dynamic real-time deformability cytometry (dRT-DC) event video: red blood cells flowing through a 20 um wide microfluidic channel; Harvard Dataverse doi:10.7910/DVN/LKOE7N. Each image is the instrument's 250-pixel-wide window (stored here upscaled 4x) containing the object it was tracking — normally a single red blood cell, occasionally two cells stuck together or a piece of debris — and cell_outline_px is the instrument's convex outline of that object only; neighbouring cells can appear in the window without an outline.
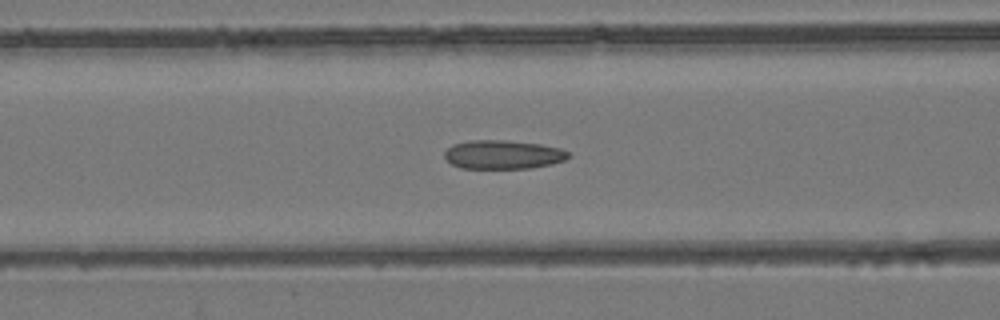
{"species": "common noctule bat (a hibernating species)", "species_latin": "Nyctalus noctula", "temperature_condition": "room temperature", "stored_images_in_passage": 54, "camera_frame_rate_fps": 3000, "um_per_image_px": 0.085, "animal": {"sex": "female", "body_mass_g": 24.6, "forearm_length_mm": 56.2}, "frame": {"image": 1, "passage_image": 23, "time_ms": 7.333, "image_size_px": [1000, 320], "cell_outline_px": [[572, 156], [564, 160], [552, 164], [532, 168], [460, 168], [452, 164], [444, 156], [444, 152], [452, 144], [468, 140], [504, 140], [540, 144], [560, 148], [568, 152]], "centroid_in_image_um": [42.76, 13.13], "position_along_channel_um": 123.8, "area_um2": 20.87}}
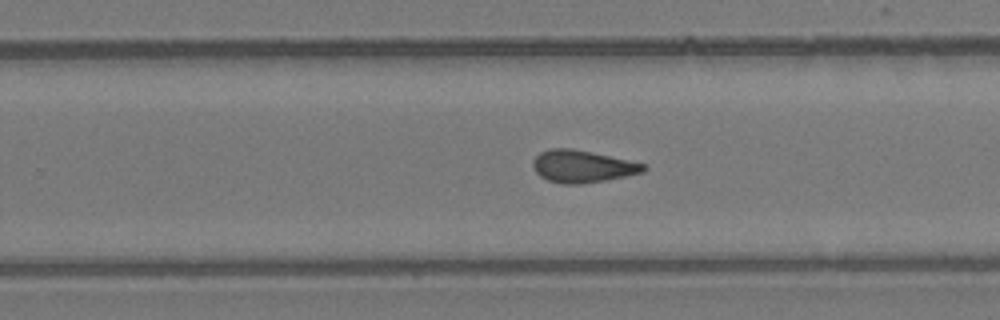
{"frame": {"image": 2, "passage_image": 35, "time_ms": 11.333, "image_size_px": [1000, 320], "cell_outline_px": [[648, 168], [644, 172], [604, 180], [580, 184], [564, 184], [548, 180], [540, 176], [532, 168], [532, 160], [540, 152], [548, 148], [572, 148], [592, 152], [644, 164]], "centroid_in_image_um": [49.45, 14.13], "position_along_channel_um": 280.4, "area_um2": 20.69}}
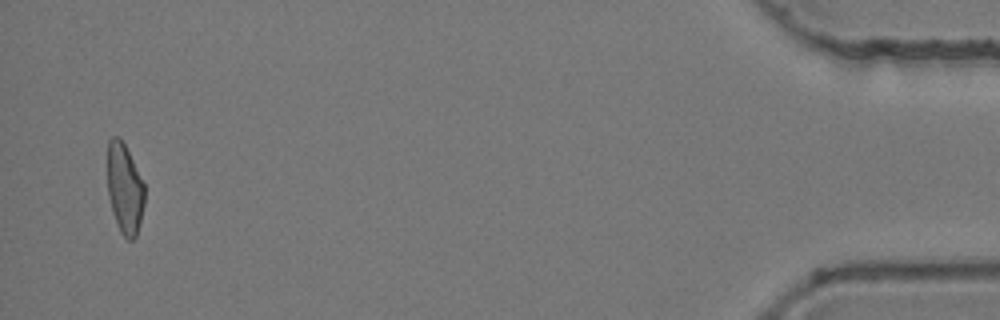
{"frame": {"image": 3, "passage_image": 53, "time_ms": 17.333, "image_size_px": [1000, 320], "cell_outline_px": [[144, 204], [136, 236], [132, 240], [128, 240], [120, 232], [112, 212], [108, 196], [108, 140], [112, 136], [120, 136], [144, 184]], "centroid_in_image_um": [10.58, 16.04], "position_along_channel_um": 424.6, "area_um2": 19.31}, "authors_computed_cell_mechanics": {"area_um2": 20.9525, "velocity_mm_per_s": 3.9122, "shape_relaxation_time_tau1_ms": null, "shape_relaxation_time_tau2_ms": 2.6068, "deformation_change_tau1": null, "deformation_change_tau2": 0.0889}}